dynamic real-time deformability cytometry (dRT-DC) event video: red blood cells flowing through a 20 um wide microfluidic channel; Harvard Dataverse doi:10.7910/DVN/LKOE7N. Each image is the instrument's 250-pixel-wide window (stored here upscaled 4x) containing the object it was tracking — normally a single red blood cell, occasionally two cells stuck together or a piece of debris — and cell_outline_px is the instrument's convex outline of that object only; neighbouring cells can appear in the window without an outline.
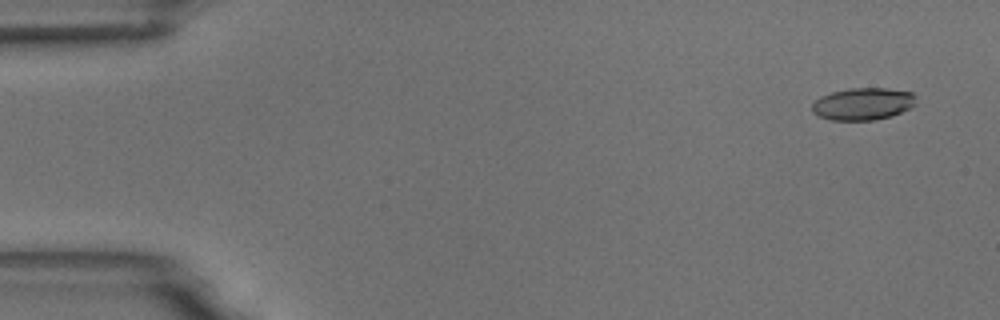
{"species": "common noctule bat (a hibernating species)", "species_latin": "Nyctalus noctula", "temperature_condition": "room temperature", "stored_images_in_passage": 4, "camera_frame_rate_fps": 3000, "um_per_image_px": 0.085, "animal": {"sex": "male", "body_mass_g": 18.8}, "frame": {"image": 1, "passage_image": 1, "time_ms": 0.0, "image_size_px": [1000, 320], "cell_outline_px": [[916, 104], [892, 116], [872, 120], [828, 120], [812, 112], [812, 104], [820, 96], [832, 92], [852, 88], [884, 88], [912, 92], [916, 96]], "centroid_in_image_um": [73.35, 8.83], "position_along_channel_um": 11.7, "area_um2": 19.48}}
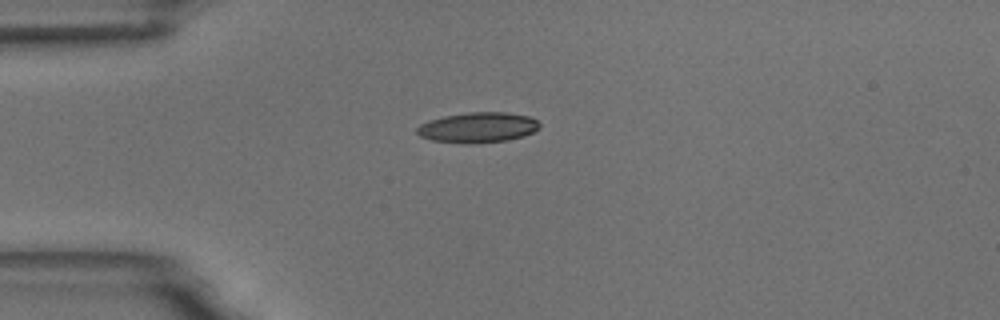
{"frame": {"image": 2, "passage_image": 4, "time_ms": 3.667, "image_size_px": [1000, 320], "cell_outline_px": [[540, 128], [524, 136], [508, 140], [468, 144], [432, 140], [420, 136], [416, 132], [416, 128], [420, 124], [428, 120], [444, 116], [468, 112], [504, 112], [528, 116], [536, 120], [540, 124]], "centroid_in_image_um": [40.6, 10.83], "position_along_channel_um": 44.4, "area_um2": 21.68}}